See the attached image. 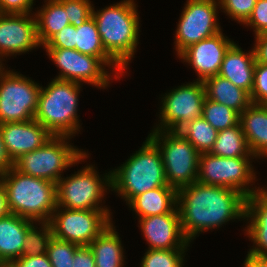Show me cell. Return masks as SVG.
<instances>
[{
	"label": "cell",
	"mask_w": 267,
	"mask_h": 267,
	"mask_svg": "<svg viewBox=\"0 0 267 267\" xmlns=\"http://www.w3.org/2000/svg\"><path fill=\"white\" fill-rule=\"evenodd\" d=\"M246 196L235 189L194 182L177 190L181 229L191 242L198 233L245 219Z\"/></svg>",
	"instance_id": "cell-1"
},
{
	"label": "cell",
	"mask_w": 267,
	"mask_h": 267,
	"mask_svg": "<svg viewBox=\"0 0 267 267\" xmlns=\"http://www.w3.org/2000/svg\"><path fill=\"white\" fill-rule=\"evenodd\" d=\"M134 0H123L102 10H92L98 33L106 53L123 69H127L136 51L139 16Z\"/></svg>",
	"instance_id": "cell-2"
},
{
	"label": "cell",
	"mask_w": 267,
	"mask_h": 267,
	"mask_svg": "<svg viewBox=\"0 0 267 267\" xmlns=\"http://www.w3.org/2000/svg\"><path fill=\"white\" fill-rule=\"evenodd\" d=\"M7 192L10 213L40 222H49L57 207L56 184L23 174L14 167L0 175Z\"/></svg>",
	"instance_id": "cell-3"
},
{
	"label": "cell",
	"mask_w": 267,
	"mask_h": 267,
	"mask_svg": "<svg viewBox=\"0 0 267 267\" xmlns=\"http://www.w3.org/2000/svg\"><path fill=\"white\" fill-rule=\"evenodd\" d=\"M112 171L111 190L121 195L127 204L141 193L158 187H172L165 178L159 147L149 137L123 165Z\"/></svg>",
	"instance_id": "cell-4"
},
{
	"label": "cell",
	"mask_w": 267,
	"mask_h": 267,
	"mask_svg": "<svg viewBox=\"0 0 267 267\" xmlns=\"http://www.w3.org/2000/svg\"><path fill=\"white\" fill-rule=\"evenodd\" d=\"M80 85L55 78L47 87L41 86L34 119L53 136L72 137L80 131L77 115Z\"/></svg>",
	"instance_id": "cell-5"
},
{
	"label": "cell",
	"mask_w": 267,
	"mask_h": 267,
	"mask_svg": "<svg viewBox=\"0 0 267 267\" xmlns=\"http://www.w3.org/2000/svg\"><path fill=\"white\" fill-rule=\"evenodd\" d=\"M70 136H53L44 145L14 161L19 172L57 184L61 173L87 158V153L67 142Z\"/></svg>",
	"instance_id": "cell-6"
},
{
	"label": "cell",
	"mask_w": 267,
	"mask_h": 267,
	"mask_svg": "<svg viewBox=\"0 0 267 267\" xmlns=\"http://www.w3.org/2000/svg\"><path fill=\"white\" fill-rule=\"evenodd\" d=\"M148 137L159 147L169 186L178 190L197 182L200 153L191 142L178 132L166 130H153Z\"/></svg>",
	"instance_id": "cell-7"
},
{
	"label": "cell",
	"mask_w": 267,
	"mask_h": 267,
	"mask_svg": "<svg viewBox=\"0 0 267 267\" xmlns=\"http://www.w3.org/2000/svg\"><path fill=\"white\" fill-rule=\"evenodd\" d=\"M94 168L92 165H87L77 174L58 180L56 184L57 207L74 210H104L109 216L111 215L110 210L105 206L103 208L99 203L105 197L104 192L112 187V171L101 178Z\"/></svg>",
	"instance_id": "cell-8"
},
{
	"label": "cell",
	"mask_w": 267,
	"mask_h": 267,
	"mask_svg": "<svg viewBox=\"0 0 267 267\" xmlns=\"http://www.w3.org/2000/svg\"><path fill=\"white\" fill-rule=\"evenodd\" d=\"M250 159L249 157L225 158L211 153H201L197 182L235 189L248 197L260 190L259 187L255 190L247 187L256 178Z\"/></svg>",
	"instance_id": "cell-9"
},
{
	"label": "cell",
	"mask_w": 267,
	"mask_h": 267,
	"mask_svg": "<svg viewBox=\"0 0 267 267\" xmlns=\"http://www.w3.org/2000/svg\"><path fill=\"white\" fill-rule=\"evenodd\" d=\"M111 220L104 210H74L56 207L49 223L54 238L79 246H88L111 225Z\"/></svg>",
	"instance_id": "cell-10"
},
{
	"label": "cell",
	"mask_w": 267,
	"mask_h": 267,
	"mask_svg": "<svg viewBox=\"0 0 267 267\" xmlns=\"http://www.w3.org/2000/svg\"><path fill=\"white\" fill-rule=\"evenodd\" d=\"M41 86L17 72L0 78V124L34 119Z\"/></svg>",
	"instance_id": "cell-11"
},
{
	"label": "cell",
	"mask_w": 267,
	"mask_h": 267,
	"mask_svg": "<svg viewBox=\"0 0 267 267\" xmlns=\"http://www.w3.org/2000/svg\"><path fill=\"white\" fill-rule=\"evenodd\" d=\"M160 108V125L154 130L177 132L186 123L202 117L205 87L202 81L181 85L165 93Z\"/></svg>",
	"instance_id": "cell-12"
},
{
	"label": "cell",
	"mask_w": 267,
	"mask_h": 267,
	"mask_svg": "<svg viewBox=\"0 0 267 267\" xmlns=\"http://www.w3.org/2000/svg\"><path fill=\"white\" fill-rule=\"evenodd\" d=\"M217 6L220 5L216 0H187L175 33L177 55L190 45L221 32Z\"/></svg>",
	"instance_id": "cell-13"
},
{
	"label": "cell",
	"mask_w": 267,
	"mask_h": 267,
	"mask_svg": "<svg viewBox=\"0 0 267 267\" xmlns=\"http://www.w3.org/2000/svg\"><path fill=\"white\" fill-rule=\"evenodd\" d=\"M44 49L61 69L56 79L80 84L81 82L90 83L99 88H105L110 83V75L104 68L106 64L99 57L83 54L75 49Z\"/></svg>",
	"instance_id": "cell-14"
},
{
	"label": "cell",
	"mask_w": 267,
	"mask_h": 267,
	"mask_svg": "<svg viewBox=\"0 0 267 267\" xmlns=\"http://www.w3.org/2000/svg\"><path fill=\"white\" fill-rule=\"evenodd\" d=\"M29 15L0 13V56L25 53L40 47L36 18Z\"/></svg>",
	"instance_id": "cell-15"
},
{
	"label": "cell",
	"mask_w": 267,
	"mask_h": 267,
	"mask_svg": "<svg viewBox=\"0 0 267 267\" xmlns=\"http://www.w3.org/2000/svg\"><path fill=\"white\" fill-rule=\"evenodd\" d=\"M139 222L148 249L185 250L190 243L181 229L177 207L171 213L140 218Z\"/></svg>",
	"instance_id": "cell-16"
},
{
	"label": "cell",
	"mask_w": 267,
	"mask_h": 267,
	"mask_svg": "<svg viewBox=\"0 0 267 267\" xmlns=\"http://www.w3.org/2000/svg\"><path fill=\"white\" fill-rule=\"evenodd\" d=\"M234 43L219 32L183 50L178 57L193 66L198 73L197 81L218 75L225 52Z\"/></svg>",
	"instance_id": "cell-17"
},
{
	"label": "cell",
	"mask_w": 267,
	"mask_h": 267,
	"mask_svg": "<svg viewBox=\"0 0 267 267\" xmlns=\"http://www.w3.org/2000/svg\"><path fill=\"white\" fill-rule=\"evenodd\" d=\"M3 142L14 162L24 153L44 145L53 135L35 119L1 124Z\"/></svg>",
	"instance_id": "cell-18"
},
{
	"label": "cell",
	"mask_w": 267,
	"mask_h": 267,
	"mask_svg": "<svg viewBox=\"0 0 267 267\" xmlns=\"http://www.w3.org/2000/svg\"><path fill=\"white\" fill-rule=\"evenodd\" d=\"M255 64L253 49L245 53L236 43H233L225 52L218 75L251 94Z\"/></svg>",
	"instance_id": "cell-19"
},
{
	"label": "cell",
	"mask_w": 267,
	"mask_h": 267,
	"mask_svg": "<svg viewBox=\"0 0 267 267\" xmlns=\"http://www.w3.org/2000/svg\"><path fill=\"white\" fill-rule=\"evenodd\" d=\"M247 226L246 234L250 240L254 241L249 254L255 256H267V190L261 188L246 198ZM249 218V219H248Z\"/></svg>",
	"instance_id": "cell-20"
},
{
	"label": "cell",
	"mask_w": 267,
	"mask_h": 267,
	"mask_svg": "<svg viewBox=\"0 0 267 267\" xmlns=\"http://www.w3.org/2000/svg\"><path fill=\"white\" fill-rule=\"evenodd\" d=\"M34 221L16 214L0 218V265L7 267L22 257V248L28 228Z\"/></svg>",
	"instance_id": "cell-21"
},
{
	"label": "cell",
	"mask_w": 267,
	"mask_h": 267,
	"mask_svg": "<svg viewBox=\"0 0 267 267\" xmlns=\"http://www.w3.org/2000/svg\"><path fill=\"white\" fill-rule=\"evenodd\" d=\"M239 123L254 157H267V106L252 103L239 115Z\"/></svg>",
	"instance_id": "cell-22"
},
{
	"label": "cell",
	"mask_w": 267,
	"mask_h": 267,
	"mask_svg": "<svg viewBox=\"0 0 267 267\" xmlns=\"http://www.w3.org/2000/svg\"><path fill=\"white\" fill-rule=\"evenodd\" d=\"M139 219L152 215L171 213L177 205V189L158 187L135 196L129 203Z\"/></svg>",
	"instance_id": "cell-23"
},
{
	"label": "cell",
	"mask_w": 267,
	"mask_h": 267,
	"mask_svg": "<svg viewBox=\"0 0 267 267\" xmlns=\"http://www.w3.org/2000/svg\"><path fill=\"white\" fill-rule=\"evenodd\" d=\"M203 84L208 99L226 105L239 115L252 104L247 91L219 75L205 79Z\"/></svg>",
	"instance_id": "cell-24"
},
{
	"label": "cell",
	"mask_w": 267,
	"mask_h": 267,
	"mask_svg": "<svg viewBox=\"0 0 267 267\" xmlns=\"http://www.w3.org/2000/svg\"><path fill=\"white\" fill-rule=\"evenodd\" d=\"M115 230L111 223L88 245L94 255L95 267H123V247Z\"/></svg>",
	"instance_id": "cell-25"
},
{
	"label": "cell",
	"mask_w": 267,
	"mask_h": 267,
	"mask_svg": "<svg viewBox=\"0 0 267 267\" xmlns=\"http://www.w3.org/2000/svg\"><path fill=\"white\" fill-rule=\"evenodd\" d=\"M36 16L37 38L44 46L55 34L70 25L64 6L58 0H46Z\"/></svg>",
	"instance_id": "cell-26"
},
{
	"label": "cell",
	"mask_w": 267,
	"mask_h": 267,
	"mask_svg": "<svg viewBox=\"0 0 267 267\" xmlns=\"http://www.w3.org/2000/svg\"><path fill=\"white\" fill-rule=\"evenodd\" d=\"M76 31L75 50L83 54L99 57L106 66L110 67L112 65L111 67L116 68V71H114L116 79L119 74L122 75L124 73V70L106 53L93 17L89 18L80 27H77Z\"/></svg>",
	"instance_id": "cell-27"
},
{
	"label": "cell",
	"mask_w": 267,
	"mask_h": 267,
	"mask_svg": "<svg viewBox=\"0 0 267 267\" xmlns=\"http://www.w3.org/2000/svg\"><path fill=\"white\" fill-rule=\"evenodd\" d=\"M212 155L234 158V157H253L240 123L226 128L217 133L216 141L209 152Z\"/></svg>",
	"instance_id": "cell-28"
},
{
	"label": "cell",
	"mask_w": 267,
	"mask_h": 267,
	"mask_svg": "<svg viewBox=\"0 0 267 267\" xmlns=\"http://www.w3.org/2000/svg\"><path fill=\"white\" fill-rule=\"evenodd\" d=\"M201 153H209L216 141L218 131L203 117L186 123L177 131Z\"/></svg>",
	"instance_id": "cell-29"
},
{
	"label": "cell",
	"mask_w": 267,
	"mask_h": 267,
	"mask_svg": "<svg viewBox=\"0 0 267 267\" xmlns=\"http://www.w3.org/2000/svg\"><path fill=\"white\" fill-rule=\"evenodd\" d=\"M202 117L218 132L239 123V114L235 110L207 97L203 104Z\"/></svg>",
	"instance_id": "cell-30"
},
{
	"label": "cell",
	"mask_w": 267,
	"mask_h": 267,
	"mask_svg": "<svg viewBox=\"0 0 267 267\" xmlns=\"http://www.w3.org/2000/svg\"><path fill=\"white\" fill-rule=\"evenodd\" d=\"M41 229L37 230L34 224L28 228L22 248V257L47 253L49 242L53 237L52 228L49 222H42Z\"/></svg>",
	"instance_id": "cell-31"
},
{
	"label": "cell",
	"mask_w": 267,
	"mask_h": 267,
	"mask_svg": "<svg viewBox=\"0 0 267 267\" xmlns=\"http://www.w3.org/2000/svg\"><path fill=\"white\" fill-rule=\"evenodd\" d=\"M184 250L148 249L141 261V267H182Z\"/></svg>",
	"instance_id": "cell-32"
},
{
	"label": "cell",
	"mask_w": 267,
	"mask_h": 267,
	"mask_svg": "<svg viewBox=\"0 0 267 267\" xmlns=\"http://www.w3.org/2000/svg\"><path fill=\"white\" fill-rule=\"evenodd\" d=\"M80 246L54 237L49 242L47 255L52 267H72L73 256Z\"/></svg>",
	"instance_id": "cell-33"
},
{
	"label": "cell",
	"mask_w": 267,
	"mask_h": 267,
	"mask_svg": "<svg viewBox=\"0 0 267 267\" xmlns=\"http://www.w3.org/2000/svg\"><path fill=\"white\" fill-rule=\"evenodd\" d=\"M67 13L71 25L80 27L92 17L93 7L90 0H58Z\"/></svg>",
	"instance_id": "cell-34"
},
{
	"label": "cell",
	"mask_w": 267,
	"mask_h": 267,
	"mask_svg": "<svg viewBox=\"0 0 267 267\" xmlns=\"http://www.w3.org/2000/svg\"><path fill=\"white\" fill-rule=\"evenodd\" d=\"M230 18L244 24L250 17L257 0H217Z\"/></svg>",
	"instance_id": "cell-35"
},
{
	"label": "cell",
	"mask_w": 267,
	"mask_h": 267,
	"mask_svg": "<svg viewBox=\"0 0 267 267\" xmlns=\"http://www.w3.org/2000/svg\"><path fill=\"white\" fill-rule=\"evenodd\" d=\"M250 98L254 104H267V64H255L254 85Z\"/></svg>",
	"instance_id": "cell-36"
},
{
	"label": "cell",
	"mask_w": 267,
	"mask_h": 267,
	"mask_svg": "<svg viewBox=\"0 0 267 267\" xmlns=\"http://www.w3.org/2000/svg\"><path fill=\"white\" fill-rule=\"evenodd\" d=\"M76 33V27L70 24L55 34L44 48L75 49Z\"/></svg>",
	"instance_id": "cell-37"
},
{
	"label": "cell",
	"mask_w": 267,
	"mask_h": 267,
	"mask_svg": "<svg viewBox=\"0 0 267 267\" xmlns=\"http://www.w3.org/2000/svg\"><path fill=\"white\" fill-rule=\"evenodd\" d=\"M244 24L255 28V36L267 32V0H257L250 17Z\"/></svg>",
	"instance_id": "cell-38"
},
{
	"label": "cell",
	"mask_w": 267,
	"mask_h": 267,
	"mask_svg": "<svg viewBox=\"0 0 267 267\" xmlns=\"http://www.w3.org/2000/svg\"><path fill=\"white\" fill-rule=\"evenodd\" d=\"M34 0H0V13L30 14Z\"/></svg>",
	"instance_id": "cell-39"
},
{
	"label": "cell",
	"mask_w": 267,
	"mask_h": 267,
	"mask_svg": "<svg viewBox=\"0 0 267 267\" xmlns=\"http://www.w3.org/2000/svg\"><path fill=\"white\" fill-rule=\"evenodd\" d=\"M7 267H52L47 253L38 256H23L12 261Z\"/></svg>",
	"instance_id": "cell-40"
},
{
	"label": "cell",
	"mask_w": 267,
	"mask_h": 267,
	"mask_svg": "<svg viewBox=\"0 0 267 267\" xmlns=\"http://www.w3.org/2000/svg\"><path fill=\"white\" fill-rule=\"evenodd\" d=\"M72 267H95L94 255L89 246H80L73 256Z\"/></svg>",
	"instance_id": "cell-41"
},
{
	"label": "cell",
	"mask_w": 267,
	"mask_h": 267,
	"mask_svg": "<svg viewBox=\"0 0 267 267\" xmlns=\"http://www.w3.org/2000/svg\"><path fill=\"white\" fill-rule=\"evenodd\" d=\"M253 48L256 63L267 64V32L255 36Z\"/></svg>",
	"instance_id": "cell-42"
},
{
	"label": "cell",
	"mask_w": 267,
	"mask_h": 267,
	"mask_svg": "<svg viewBox=\"0 0 267 267\" xmlns=\"http://www.w3.org/2000/svg\"><path fill=\"white\" fill-rule=\"evenodd\" d=\"M14 167V162L9 157L5 144L3 142V136L1 132V124H0V175L6 173L9 169Z\"/></svg>",
	"instance_id": "cell-43"
},
{
	"label": "cell",
	"mask_w": 267,
	"mask_h": 267,
	"mask_svg": "<svg viewBox=\"0 0 267 267\" xmlns=\"http://www.w3.org/2000/svg\"><path fill=\"white\" fill-rule=\"evenodd\" d=\"M243 267H267V256L247 254Z\"/></svg>",
	"instance_id": "cell-44"
},
{
	"label": "cell",
	"mask_w": 267,
	"mask_h": 267,
	"mask_svg": "<svg viewBox=\"0 0 267 267\" xmlns=\"http://www.w3.org/2000/svg\"><path fill=\"white\" fill-rule=\"evenodd\" d=\"M10 214V210L8 207V201H7V192L0 181V218L5 217Z\"/></svg>",
	"instance_id": "cell-45"
},
{
	"label": "cell",
	"mask_w": 267,
	"mask_h": 267,
	"mask_svg": "<svg viewBox=\"0 0 267 267\" xmlns=\"http://www.w3.org/2000/svg\"><path fill=\"white\" fill-rule=\"evenodd\" d=\"M2 57V56H0ZM2 59L0 58V78L7 72V70L4 71V68L2 66Z\"/></svg>",
	"instance_id": "cell-46"
}]
</instances>
